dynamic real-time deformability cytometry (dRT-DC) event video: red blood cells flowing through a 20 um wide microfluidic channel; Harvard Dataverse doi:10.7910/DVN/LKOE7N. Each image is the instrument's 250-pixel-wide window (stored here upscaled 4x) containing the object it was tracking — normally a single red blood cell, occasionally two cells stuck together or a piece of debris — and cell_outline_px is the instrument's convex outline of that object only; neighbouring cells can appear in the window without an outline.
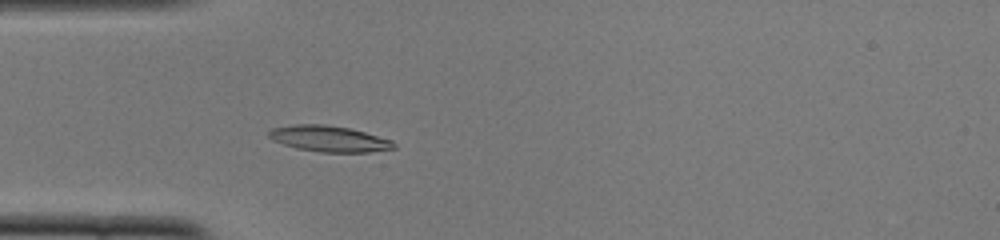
{"species": "common noctule bat (a hibernating species)", "species_latin": "Nyctalus noctula", "temperature_condition": "cold", "stored_images_in_passage": 50, "camera_frame_rate_fps": 3000, "um_per_image_px": 0.085, "animal": {"sex": "female", "body_mass_g": 22.0, "forearm_length_mm": 56.7}, "frame": {"image": 1, "passage_image": 13, "time_ms": 4.0, "image_size_px": [1000, 240], "cell_outline_px": [[396, 148], [368, 152], [320, 152], [296, 148], [272, 140], [268, 136], [268, 132], [272, 128], [296, 124], [324, 124], [348, 128], [364, 132], [392, 140], [396, 144]], "centroid_in_image_um": [27.96, 11.79], "position_along_channel_um": 57.0, "area_um2": 18.84}}
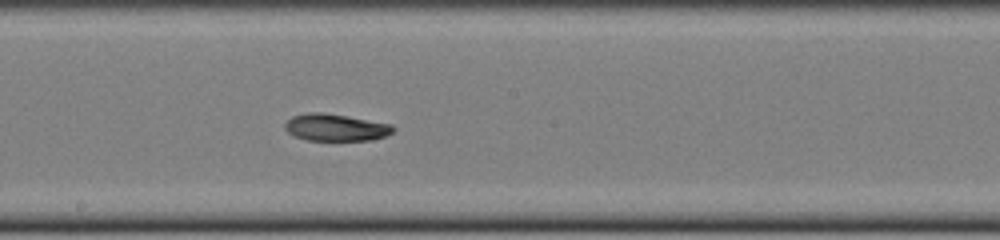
{"frame": {"image": 2, "passage_image": 26, "time_ms": 8.333, "image_size_px": [1000, 240], "cell_outline_px": [[396, 128], [392, 132], [384, 136], [372, 140], [308, 140], [292, 136], [284, 128], [284, 124], [292, 116], [308, 112], [324, 112], [348, 116], [392, 124]], "centroid_in_image_um": [28.51, 10.83], "position_along_channel_um": 219.7, "area_um2": 17.17}}
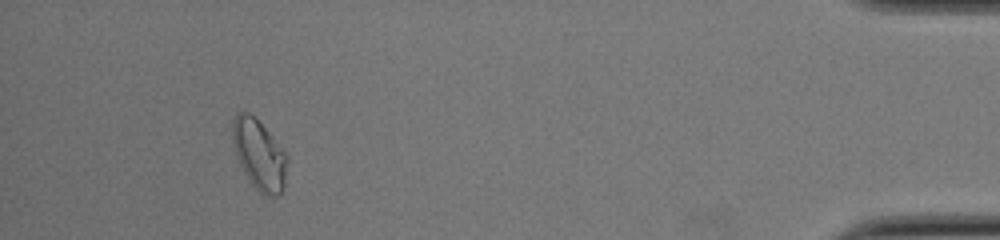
{"frame": {"image": 3, "passage_image": 46, "time_ms": 15.0, "image_size_px": [1000, 240], "cell_outline_px": [[288, 160], [284, 188], [276, 196], [264, 196], [252, 184], [244, 172], [240, 164], [232, 140], [232, 120], [236, 112], [240, 108], [248, 112], [264, 128], [288, 156]], "centroid_in_image_um": [22.02, 13.14], "position_along_channel_um": 413.2, "area_um2": 22.14}, "authors_computed_cell_mechanics": {"area_um2": 17.6001, "velocity_mm_per_s": 3.842, "shape_relaxation_time_tau1_ms": null, "shape_relaxation_time_tau2_ms": 7.6381, "deformation_change_tau1": null, "deformation_change_tau2": 0.1168}}